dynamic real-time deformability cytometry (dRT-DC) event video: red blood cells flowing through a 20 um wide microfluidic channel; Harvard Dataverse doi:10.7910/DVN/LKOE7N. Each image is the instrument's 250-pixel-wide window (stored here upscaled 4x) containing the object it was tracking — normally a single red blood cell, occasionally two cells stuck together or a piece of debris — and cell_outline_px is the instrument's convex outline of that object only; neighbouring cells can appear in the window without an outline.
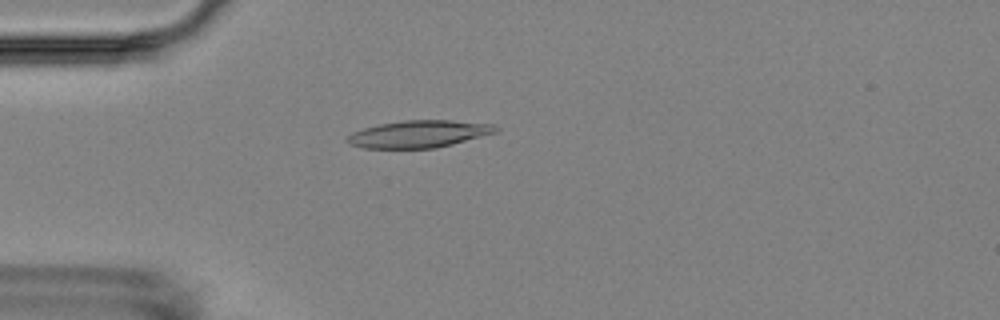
{"species": "Egyptian fruit bat (a non-hibernating species)", "species_latin": "Rousettus aegyptiacus", "temperature_condition": "room temperature", "stored_images_in_passage": 2, "camera_frame_rate_fps": 3000, "um_per_image_px": 0.085, "animal": {"sex": "female"}, "frame": {"image": 1, "passage_image": 2, "time_ms": 1.0, "image_size_px": [1000, 320], "cell_outline_px": [[500, 128], [496, 132], [452, 144], [436, 148], [364, 148], [348, 144], [344, 140], [352, 132], [364, 128], [380, 124], [404, 120], [452, 120], [496, 124]], "centroid_in_image_um": [35.6, 11.38], "position_along_channel_um": 49.4, "area_um2": 23.58}}